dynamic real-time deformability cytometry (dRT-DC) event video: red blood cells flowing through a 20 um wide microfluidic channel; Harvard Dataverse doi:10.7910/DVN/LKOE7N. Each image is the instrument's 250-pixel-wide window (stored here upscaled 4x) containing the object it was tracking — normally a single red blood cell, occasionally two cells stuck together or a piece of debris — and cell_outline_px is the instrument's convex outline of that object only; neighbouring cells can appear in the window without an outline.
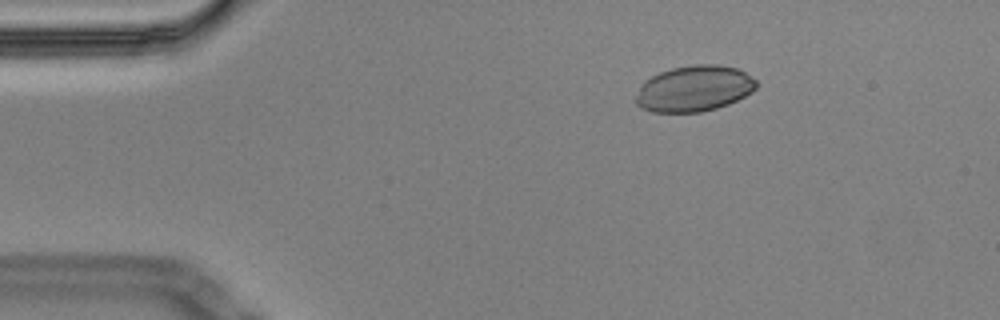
{"species": "Egyptian fruit bat (a non-hibernating species)", "species_latin": "Rousettus aegyptiacus", "temperature_condition": "cold", "stored_images_in_passage": 50, "camera_frame_rate_fps": 3000, "um_per_image_px": 0.085, "animal": {"sex": "male"}, "frame": {"image": 1, "passage_image": 2, "time_ms": 0.333, "image_size_px": [1000, 320], "cell_outline_px": [[756, 88], [752, 92], [728, 104], [716, 108], [700, 112], [652, 112], [640, 108], [636, 104], [636, 96], [640, 84], [644, 80], [660, 72], [672, 68], [696, 64], [716, 64], [736, 68], [744, 72], [756, 80]], "centroid_in_image_um": [58.97, 7.53], "position_along_channel_um": 26.0, "area_um2": 32.25}}
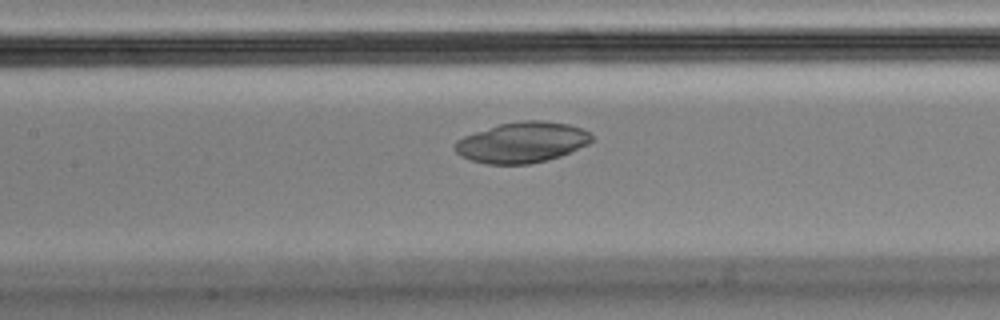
{"frame": {"image": 2, "passage_image": 19, "time_ms": 6.0, "image_size_px": [1000, 320], "cell_outline_px": [[592, 140], [588, 144], [560, 156], [548, 160], [528, 164], [484, 164], [460, 156], [456, 152], [452, 144], [456, 140], [464, 136], [500, 124], [524, 120], [540, 120], [568, 124], [580, 128], [588, 132], [592, 136]], "centroid_in_image_um": [44.34, 12.11], "position_along_channel_um": 163.1, "area_um2": 32.25}}
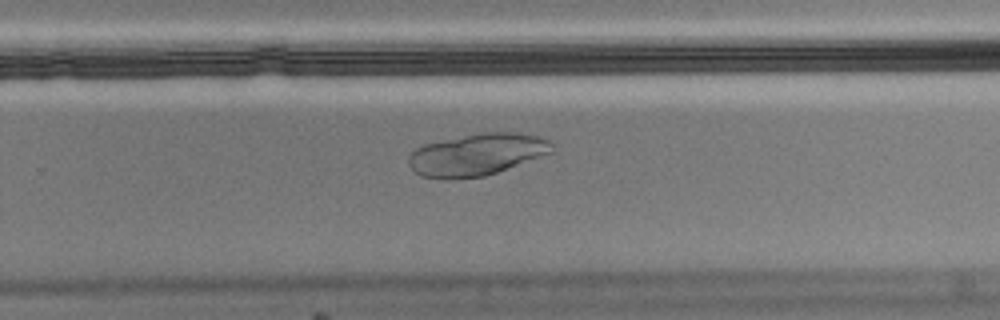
{"frame": {"image": 3, "passage_image": 30, "time_ms": 9.667, "image_size_px": [1000, 320], "cell_outline_px": [[552, 152], [496, 172], [484, 176], [444, 180], [420, 176], [408, 164], [408, 156], [416, 148], [424, 144], [480, 132], [516, 132], [540, 136], [548, 140], [552, 144]], "centroid_in_image_um": [40.5, 13.14], "position_along_channel_um": 289.3, "area_um2": 34.97}}